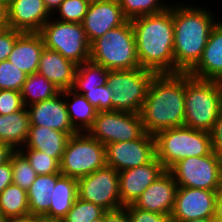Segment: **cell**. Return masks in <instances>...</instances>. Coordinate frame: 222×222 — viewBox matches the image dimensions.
Masks as SVG:
<instances>
[{
  "mask_svg": "<svg viewBox=\"0 0 222 222\" xmlns=\"http://www.w3.org/2000/svg\"><path fill=\"white\" fill-rule=\"evenodd\" d=\"M91 222H104V214H103L101 217H99V218H97V219H94V220L91 221Z\"/></svg>",
  "mask_w": 222,
  "mask_h": 222,
  "instance_id": "52",
  "label": "cell"
},
{
  "mask_svg": "<svg viewBox=\"0 0 222 222\" xmlns=\"http://www.w3.org/2000/svg\"><path fill=\"white\" fill-rule=\"evenodd\" d=\"M62 174L37 175L27 190L30 214L43 217L50 209L53 189Z\"/></svg>",
  "mask_w": 222,
  "mask_h": 222,
  "instance_id": "25",
  "label": "cell"
},
{
  "mask_svg": "<svg viewBox=\"0 0 222 222\" xmlns=\"http://www.w3.org/2000/svg\"><path fill=\"white\" fill-rule=\"evenodd\" d=\"M222 72V20L212 28L199 62L188 72L199 79L212 80Z\"/></svg>",
  "mask_w": 222,
  "mask_h": 222,
  "instance_id": "22",
  "label": "cell"
},
{
  "mask_svg": "<svg viewBox=\"0 0 222 222\" xmlns=\"http://www.w3.org/2000/svg\"><path fill=\"white\" fill-rule=\"evenodd\" d=\"M5 12L7 27L27 33H39L52 17L43 0H5Z\"/></svg>",
  "mask_w": 222,
  "mask_h": 222,
  "instance_id": "15",
  "label": "cell"
},
{
  "mask_svg": "<svg viewBox=\"0 0 222 222\" xmlns=\"http://www.w3.org/2000/svg\"><path fill=\"white\" fill-rule=\"evenodd\" d=\"M88 7L89 3L84 0H63L52 16L57 15L56 19L64 22L82 23Z\"/></svg>",
  "mask_w": 222,
  "mask_h": 222,
  "instance_id": "36",
  "label": "cell"
},
{
  "mask_svg": "<svg viewBox=\"0 0 222 222\" xmlns=\"http://www.w3.org/2000/svg\"><path fill=\"white\" fill-rule=\"evenodd\" d=\"M63 0H43L48 11L53 14L56 9L61 5Z\"/></svg>",
  "mask_w": 222,
  "mask_h": 222,
  "instance_id": "47",
  "label": "cell"
},
{
  "mask_svg": "<svg viewBox=\"0 0 222 222\" xmlns=\"http://www.w3.org/2000/svg\"><path fill=\"white\" fill-rule=\"evenodd\" d=\"M212 149L214 153L222 160V109L219 112L212 130L210 131Z\"/></svg>",
  "mask_w": 222,
  "mask_h": 222,
  "instance_id": "41",
  "label": "cell"
},
{
  "mask_svg": "<svg viewBox=\"0 0 222 222\" xmlns=\"http://www.w3.org/2000/svg\"><path fill=\"white\" fill-rule=\"evenodd\" d=\"M186 73L155 74L139 112L146 133L184 126Z\"/></svg>",
  "mask_w": 222,
  "mask_h": 222,
  "instance_id": "2",
  "label": "cell"
},
{
  "mask_svg": "<svg viewBox=\"0 0 222 222\" xmlns=\"http://www.w3.org/2000/svg\"><path fill=\"white\" fill-rule=\"evenodd\" d=\"M178 184L173 174L165 170L134 202L138 209L171 215Z\"/></svg>",
  "mask_w": 222,
  "mask_h": 222,
  "instance_id": "19",
  "label": "cell"
},
{
  "mask_svg": "<svg viewBox=\"0 0 222 222\" xmlns=\"http://www.w3.org/2000/svg\"><path fill=\"white\" fill-rule=\"evenodd\" d=\"M109 70L88 60L77 65L72 89H94L107 84Z\"/></svg>",
  "mask_w": 222,
  "mask_h": 222,
  "instance_id": "30",
  "label": "cell"
},
{
  "mask_svg": "<svg viewBox=\"0 0 222 222\" xmlns=\"http://www.w3.org/2000/svg\"><path fill=\"white\" fill-rule=\"evenodd\" d=\"M166 169L155 157L151 162L119 172V194L122 207L134 204L139 196Z\"/></svg>",
  "mask_w": 222,
  "mask_h": 222,
  "instance_id": "17",
  "label": "cell"
},
{
  "mask_svg": "<svg viewBox=\"0 0 222 222\" xmlns=\"http://www.w3.org/2000/svg\"><path fill=\"white\" fill-rule=\"evenodd\" d=\"M19 151L26 157L37 175L61 174L60 163L55 158L35 149Z\"/></svg>",
  "mask_w": 222,
  "mask_h": 222,
  "instance_id": "33",
  "label": "cell"
},
{
  "mask_svg": "<svg viewBox=\"0 0 222 222\" xmlns=\"http://www.w3.org/2000/svg\"><path fill=\"white\" fill-rule=\"evenodd\" d=\"M105 154L106 166L117 172L145 165L156 157L154 135L145 132L136 140L106 144Z\"/></svg>",
  "mask_w": 222,
  "mask_h": 222,
  "instance_id": "13",
  "label": "cell"
},
{
  "mask_svg": "<svg viewBox=\"0 0 222 222\" xmlns=\"http://www.w3.org/2000/svg\"><path fill=\"white\" fill-rule=\"evenodd\" d=\"M60 92L52 82L38 73L29 74L20 91L25 107L52 99Z\"/></svg>",
  "mask_w": 222,
  "mask_h": 222,
  "instance_id": "29",
  "label": "cell"
},
{
  "mask_svg": "<svg viewBox=\"0 0 222 222\" xmlns=\"http://www.w3.org/2000/svg\"><path fill=\"white\" fill-rule=\"evenodd\" d=\"M213 14L205 6L173 2L175 73H188L199 62L210 32L219 21Z\"/></svg>",
  "mask_w": 222,
  "mask_h": 222,
  "instance_id": "3",
  "label": "cell"
},
{
  "mask_svg": "<svg viewBox=\"0 0 222 222\" xmlns=\"http://www.w3.org/2000/svg\"><path fill=\"white\" fill-rule=\"evenodd\" d=\"M0 26L6 25L5 0H0Z\"/></svg>",
  "mask_w": 222,
  "mask_h": 222,
  "instance_id": "48",
  "label": "cell"
},
{
  "mask_svg": "<svg viewBox=\"0 0 222 222\" xmlns=\"http://www.w3.org/2000/svg\"><path fill=\"white\" fill-rule=\"evenodd\" d=\"M24 107L22 95L17 90H0V115H8Z\"/></svg>",
  "mask_w": 222,
  "mask_h": 222,
  "instance_id": "38",
  "label": "cell"
},
{
  "mask_svg": "<svg viewBox=\"0 0 222 222\" xmlns=\"http://www.w3.org/2000/svg\"><path fill=\"white\" fill-rule=\"evenodd\" d=\"M4 27H6V26H0V31H1Z\"/></svg>",
  "mask_w": 222,
  "mask_h": 222,
  "instance_id": "54",
  "label": "cell"
},
{
  "mask_svg": "<svg viewBox=\"0 0 222 222\" xmlns=\"http://www.w3.org/2000/svg\"><path fill=\"white\" fill-rule=\"evenodd\" d=\"M61 92L64 95L69 120L73 128L77 132H87L96 118V109L83 95L76 93L72 89Z\"/></svg>",
  "mask_w": 222,
  "mask_h": 222,
  "instance_id": "26",
  "label": "cell"
},
{
  "mask_svg": "<svg viewBox=\"0 0 222 222\" xmlns=\"http://www.w3.org/2000/svg\"><path fill=\"white\" fill-rule=\"evenodd\" d=\"M13 182V170L10 159L0 165V193Z\"/></svg>",
  "mask_w": 222,
  "mask_h": 222,
  "instance_id": "42",
  "label": "cell"
},
{
  "mask_svg": "<svg viewBox=\"0 0 222 222\" xmlns=\"http://www.w3.org/2000/svg\"><path fill=\"white\" fill-rule=\"evenodd\" d=\"M44 46L80 65L90 60V43L81 23L57 20L52 16L40 30Z\"/></svg>",
  "mask_w": 222,
  "mask_h": 222,
  "instance_id": "8",
  "label": "cell"
},
{
  "mask_svg": "<svg viewBox=\"0 0 222 222\" xmlns=\"http://www.w3.org/2000/svg\"><path fill=\"white\" fill-rule=\"evenodd\" d=\"M187 222H215L214 217H209V218H198V219H193Z\"/></svg>",
  "mask_w": 222,
  "mask_h": 222,
  "instance_id": "50",
  "label": "cell"
},
{
  "mask_svg": "<svg viewBox=\"0 0 222 222\" xmlns=\"http://www.w3.org/2000/svg\"><path fill=\"white\" fill-rule=\"evenodd\" d=\"M130 222H171V215L159 214L136 208L133 204L125 206Z\"/></svg>",
  "mask_w": 222,
  "mask_h": 222,
  "instance_id": "39",
  "label": "cell"
},
{
  "mask_svg": "<svg viewBox=\"0 0 222 222\" xmlns=\"http://www.w3.org/2000/svg\"><path fill=\"white\" fill-rule=\"evenodd\" d=\"M83 95L97 112L112 111L113 92L109 85L95 87L94 89H72Z\"/></svg>",
  "mask_w": 222,
  "mask_h": 222,
  "instance_id": "37",
  "label": "cell"
},
{
  "mask_svg": "<svg viewBox=\"0 0 222 222\" xmlns=\"http://www.w3.org/2000/svg\"><path fill=\"white\" fill-rule=\"evenodd\" d=\"M84 1H86L90 4V3H96L98 1H103V0H84Z\"/></svg>",
  "mask_w": 222,
  "mask_h": 222,
  "instance_id": "53",
  "label": "cell"
},
{
  "mask_svg": "<svg viewBox=\"0 0 222 222\" xmlns=\"http://www.w3.org/2000/svg\"><path fill=\"white\" fill-rule=\"evenodd\" d=\"M106 211L93 204L77 197L72 208L62 219L63 222H91L101 217Z\"/></svg>",
  "mask_w": 222,
  "mask_h": 222,
  "instance_id": "34",
  "label": "cell"
},
{
  "mask_svg": "<svg viewBox=\"0 0 222 222\" xmlns=\"http://www.w3.org/2000/svg\"><path fill=\"white\" fill-rule=\"evenodd\" d=\"M217 190L178 187L172 221L187 222L198 218H209L215 215Z\"/></svg>",
  "mask_w": 222,
  "mask_h": 222,
  "instance_id": "14",
  "label": "cell"
},
{
  "mask_svg": "<svg viewBox=\"0 0 222 222\" xmlns=\"http://www.w3.org/2000/svg\"><path fill=\"white\" fill-rule=\"evenodd\" d=\"M140 68L175 74L173 4L157 14L131 20Z\"/></svg>",
  "mask_w": 222,
  "mask_h": 222,
  "instance_id": "1",
  "label": "cell"
},
{
  "mask_svg": "<svg viewBox=\"0 0 222 222\" xmlns=\"http://www.w3.org/2000/svg\"><path fill=\"white\" fill-rule=\"evenodd\" d=\"M90 60L108 70L140 68L131 20L94 40L90 44Z\"/></svg>",
  "mask_w": 222,
  "mask_h": 222,
  "instance_id": "5",
  "label": "cell"
},
{
  "mask_svg": "<svg viewBox=\"0 0 222 222\" xmlns=\"http://www.w3.org/2000/svg\"><path fill=\"white\" fill-rule=\"evenodd\" d=\"M38 222H63V221L62 220H55V219H47V218L38 216Z\"/></svg>",
  "mask_w": 222,
  "mask_h": 222,
  "instance_id": "51",
  "label": "cell"
},
{
  "mask_svg": "<svg viewBox=\"0 0 222 222\" xmlns=\"http://www.w3.org/2000/svg\"><path fill=\"white\" fill-rule=\"evenodd\" d=\"M77 65L59 52L44 49L40 55L37 73L45 76L60 91L72 89Z\"/></svg>",
  "mask_w": 222,
  "mask_h": 222,
  "instance_id": "20",
  "label": "cell"
},
{
  "mask_svg": "<svg viewBox=\"0 0 222 222\" xmlns=\"http://www.w3.org/2000/svg\"><path fill=\"white\" fill-rule=\"evenodd\" d=\"M124 16L128 20L137 17L157 14L168 9L171 4L167 0H118Z\"/></svg>",
  "mask_w": 222,
  "mask_h": 222,
  "instance_id": "31",
  "label": "cell"
},
{
  "mask_svg": "<svg viewBox=\"0 0 222 222\" xmlns=\"http://www.w3.org/2000/svg\"><path fill=\"white\" fill-rule=\"evenodd\" d=\"M14 150L7 144L0 142V165L10 159Z\"/></svg>",
  "mask_w": 222,
  "mask_h": 222,
  "instance_id": "45",
  "label": "cell"
},
{
  "mask_svg": "<svg viewBox=\"0 0 222 222\" xmlns=\"http://www.w3.org/2000/svg\"><path fill=\"white\" fill-rule=\"evenodd\" d=\"M27 110L30 126L47 127L65 132L69 136L77 133L69 120L62 92L52 99L31 104L27 107Z\"/></svg>",
  "mask_w": 222,
  "mask_h": 222,
  "instance_id": "18",
  "label": "cell"
},
{
  "mask_svg": "<svg viewBox=\"0 0 222 222\" xmlns=\"http://www.w3.org/2000/svg\"><path fill=\"white\" fill-rule=\"evenodd\" d=\"M213 82L218 90V92L221 94L222 97V72H220L216 77H214Z\"/></svg>",
  "mask_w": 222,
  "mask_h": 222,
  "instance_id": "49",
  "label": "cell"
},
{
  "mask_svg": "<svg viewBox=\"0 0 222 222\" xmlns=\"http://www.w3.org/2000/svg\"><path fill=\"white\" fill-rule=\"evenodd\" d=\"M69 135L47 127L30 126L28 136L21 149H35L55 158L59 163L65 151Z\"/></svg>",
  "mask_w": 222,
  "mask_h": 222,
  "instance_id": "23",
  "label": "cell"
},
{
  "mask_svg": "<svg viewBox=\"0 0 222 222\" xmlns=\"http://www.w3.org/2000/svg\"><path fill=\"white\" fill-rule=\"evenodd\" d=\"M44 47L40 33L22 32L16 40L8 60L28 75L37 73Z\"/></svg>",
  "mask_w": 222,
  "mask_h": 222,
  "instance_id": "21",
  "label": "cell"
},
{
  "mask_svg": "<svg viewBox=\"0 0 222 222\" xmlns=\"http://www.w3.org/2000/svg\"><path fill=\"white\" fill-rule=\"evenodd\" d=\"M4 222H38V216L29 214L22 217H13L5 220Z\"/></svg>",
  "mask_w": 222,
  "mask_h": 222,
  "instance_id": "46",
  "label": "cell"
},
{
  "mask_svg": "<svg viewBox=\"0 0 222 222\" xmlns=\"http://www.w3.org/2000/svg\"><path fill=\"white\" fill-rule=\"evenodd\" d=\"M78 198L92 202L105 211L122 208L119 194V172L105 166L77 180Z\"/></svg>",
  "mask_w": 222,
  "mask_h": 222,
  "instance_id": "12",
  "label": "cell"
},
{
  "mask_svg": "<svg viewBox=\"0 0 222 222\" xmlns=\"http://www.w3.org/2000/svg\"><path fill=\"white\" fill-rule=\"evenodd\" d=\"M13 170V184L28 190L37 176L26 157L19 151H14L10 156Z\"/></svg>",
  "mask_w": 222,
  "mask_h": 222,
  "instance_id": "32",
  "label": "cell"
},
{
  "mask_svg": "<svg viewBox=\"0 0 222 222\" xmlns=\"http://www.w3.org/2000/svg\"><path fill=\"white\" fill-rule=\"evenodd\" d=\"M154 76L153 71L144 68L109 70L107 85L113 92L112 111L139 113Z\"/></svg>",
  "mask_w": 222,
  "mask_h": 222,
  "instance_id": "9",
  "label": "cell"
},
{
  "mask_svg": "<svg viewBox=\"0 0 222 222\" xmlns=\"http://www.w3.org/2000/svg\"><path fill=\"white\" fill-rule=\"evenodd\" d=\"M127 21L118 0H103L89 4L81 24L91 44L110 29L123 25Z\"/></svg>",
  "mask_w": 222,
  "mask_h": 222,
  "instance_id": "16",
  "label": "cell"
},
{
  "mask_svg": "<svg viewBox=\"0 0 222 222\" xmlns=\"http://www.w3.org/2000/svg\"><path fill=\"white\" fill-rule=\"evenodd\" d=\"M87 132L106 145L136 140L145 130L139 113L113 110L97 112L94 123Z\"/></svg>",
  "mask_w": 222,
  "mask_h": 222,
  "instance_id": "11",
  "label": "cell"
},
{
  "mask_svg": "<svg viewBox=\"0 0 222 222\" xmlns=\"http://www.w3.org/2000/svg\"><path fill=\"white\" fill-rule=\"evenodd\" d=\"M28 74L20 70L9 60L0 62V90L21 91Z\"/></svg>",
  "mask_w": 222,
  "mask_h": 222,
  "instance_id": "35",
  "label": "cell"
},
{
  "mask_svg": "<svg viewBox=\"0 0 222 222\" xmlns=\"http://www.w3.org/2000/svg\"><path fill=\"white\" fill-rule=\"evenodd\" d=\"M169 171L178 187L206 190L222 188V160L214 151L209 155L180 160Z\"/></svg>",
  "mask_w": 222,
  "mask_h": 222,
  "instance_id": "10",
  "label": "cell"
},
{
  "mask_svg": "<svg viewBox=\"0 0 222 222\" xmlns=\"http://www.w3.org/2000/svg\"><path fill=\"white\" fill-rule=\"evenodd\" d=\"M154 138L156 158L166 170L187 157L205 156L213 151L210 132L186 126L159 131Z\"/></svg>",
  "mask_w": 222,
  "mask_h": 222,
  "instance_id": "4",
  "label": "cell"
},
{
  "mask_svg": "<svg viewBox=\"0 0 222 222\" xmlns=\"http://www.w3.org/2000/svg\"><path fill=\"white\" fill-rule=\"evenodd\" d=\"M215 221H222V188L217 190L215 204Z\"/></svg>",
  "mask_w": 222,
  "mask_h": 222,
  "instance_id": "44",
  "label": "cell"
},
{
  "mask_svg": "<svg viewBox=\"0 0 222 222\" xmlns=\"http://www.w3.org/2000/svg\"><path fill=\"white\" fill-rule=\"evenodd\" d=\"M77 197V179L62 175L53 189L50 209L43 217L62 220L72 208Z\"/></svg>",
  "mask_w": 222,
  "mask_h": 222,
  "instance_id": "27",
  "label": "cell"
},
{
  "mask_svg": "<svg viewBox=\"0 0 222 222\" xmlns=\"http://www.w3.org/2000/svg\"><path fill=\"white\" fill-rule=\"evenodd\" d=\"M21 33V31H17L7 26L0 31V62L8 59L14 44Z\"/></svg>",
  "mask_w": 222,
  "mask_h": 222,
  "instance_id": "40",
  "label": "cell"
},
{
  "mask_svg": "<svg viewBox=\"0 0 222 222\" xmlns=\"http://www.w3.org/2000/svg\"><path fill=\"white\" fill-rule=\"evenodd\" d=\"M105 166V145L88 132H77L69 137L60 161L62 175L78 180Z\"/></svg>",
  "mask_w": 222,
  "mask_h": 222,
  "instance_id": "7",
  "label": "cell"
},
{
  "mask_svg": "<svg viewBox=\"0 0 222 222\" xmlns=\"http://www.w3.org/2000/svg\"><path fill=\"white\" fill-rule=\"evenodd\" d=\"M222 109V97L213 80L186 73L184 126L210 132Z\"/></svg>",
  "mask_w": 222,
  "mask_h": 222,
  "instance_id": "6",
  "label": "cell"
},
{
  "mask_svg": "<svg viewBox=\"0 0 222 222\" xmlns=\"http://www.w3.org/2000/svg\"><path fill=\"white\" fill-rule=\"evenodd\" d=\"M30 127L27 107L8 115H0V142L14 151L20 150L27 139Z\"/></svg>",
  "mask_w": 222,
  "mask_h": 222,
  "instance_id": "24",
  "label": "cell"
},
{
  "mask_svg": "<svg viewBox=\"0 0 222 222\" xmlns=\"http://www.w3.org/2000/svg\"><path fill=\"white\" fill-rule=\"evenodd\" d=\"M29 214L26 190L12 183L0 193V217L3 221Z\"/></svg>",
  "mask_w": 222,
  "mask_h": 222,
  "instance_id": "28",
  "label": "cell"
},
{
  "mask_svg": "<svg viewBox=\"0 0 222 222\" xmlns=\"http://www.w3.org/2000/svg\"><path fill=\"white\" fill-rule=\"evenodd\" d=\"M104 222H130L125 207L117 210L106 211L104 213Z\"/></svg>",
  "mask_w": 222,
  "mask_h": 222,
  "instance_id": "43",
  "label": "cell"
}]
</instances>
